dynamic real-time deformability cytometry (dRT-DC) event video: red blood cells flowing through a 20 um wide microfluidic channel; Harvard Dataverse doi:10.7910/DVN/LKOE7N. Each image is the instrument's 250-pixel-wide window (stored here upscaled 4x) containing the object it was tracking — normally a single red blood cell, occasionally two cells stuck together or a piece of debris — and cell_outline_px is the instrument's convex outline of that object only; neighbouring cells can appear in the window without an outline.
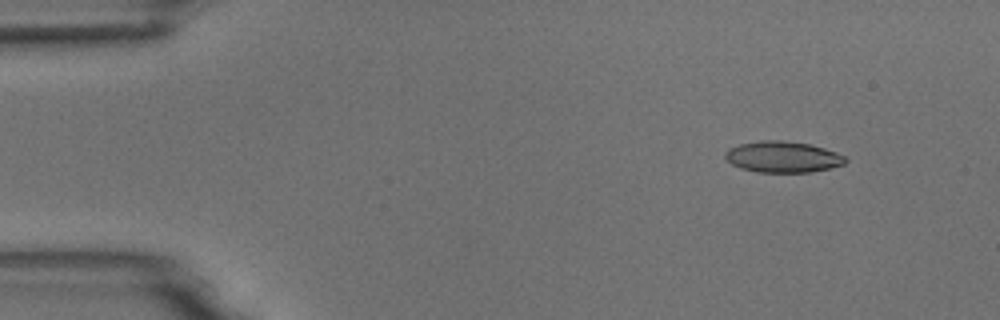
{"species": "common noctule bat (a hibernating species)", "species_latin": "Nyctalus noctula", "temperature_condition": "room temperature", "stored_images_in_passage": 6, "camera_frame_rate_fps": 3000, "um_per_image_px": 0.085, "animal": {"sex": "male", "body_mass_g": 18.8}, "frame": {"image": 1, "passage_image": 2, "time_ms": 1.333, "image_size_px": [1000, 320], "cell_outline_px": [[848, 160], [844, 164], [828, 168], [808, 172], [756, 172], [740, 168], [732, 164], [724, 156], [724, 152], [728, 148], [740, 144], [764, 140], [780, 140], [808, 144], [824, 148], [836, 152], [844, 156]], "centroid_in_image_um": [66.51, 13.34], "position_along_channel_um": 18.5, "area_um2": 21.68}}